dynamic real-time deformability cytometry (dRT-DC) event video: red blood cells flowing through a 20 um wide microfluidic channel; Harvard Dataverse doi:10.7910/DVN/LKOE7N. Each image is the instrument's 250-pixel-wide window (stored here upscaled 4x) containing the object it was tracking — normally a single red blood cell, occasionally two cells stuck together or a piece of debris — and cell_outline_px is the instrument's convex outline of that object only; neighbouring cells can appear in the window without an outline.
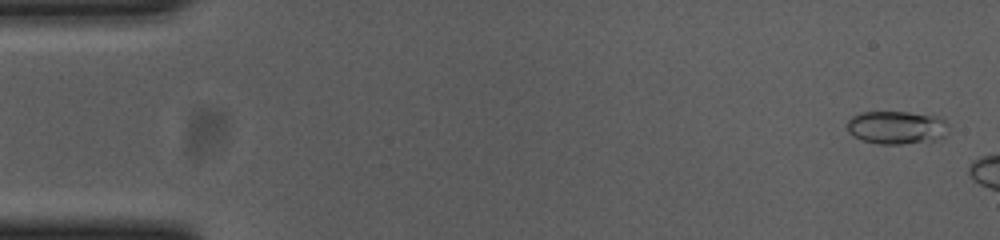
{"species": "common noctule bat (a hibernating species)", "species_latin": "Nyctalus noctula", "temperature_condition": "cold", "stored_images_in_passage": 8, "camera_frame_rate_fps": 3000, "um_per_image_px": 0.085, "animal": {"sex": "female", "body_mass_g": 23.0, "forearm_length_mm": 53.4}, "frame": {"image": 1, "passage_image": 2, "time_ms": 0.333, "image_size_px": [1000, 240], "cell_outline_px": [[948, 132], [944, 136], [936, 140], [904, 144], [880, 144], [860, 140], [852, 136], [848, 132], [848, 120], [852, 116], [860, 112], [908, 112], [940, 116], [948, 124]], "centroid_in_image_um": [76.22, 10.84], "position_along_channel_um": 8.8, "area_um2": 19.88}}